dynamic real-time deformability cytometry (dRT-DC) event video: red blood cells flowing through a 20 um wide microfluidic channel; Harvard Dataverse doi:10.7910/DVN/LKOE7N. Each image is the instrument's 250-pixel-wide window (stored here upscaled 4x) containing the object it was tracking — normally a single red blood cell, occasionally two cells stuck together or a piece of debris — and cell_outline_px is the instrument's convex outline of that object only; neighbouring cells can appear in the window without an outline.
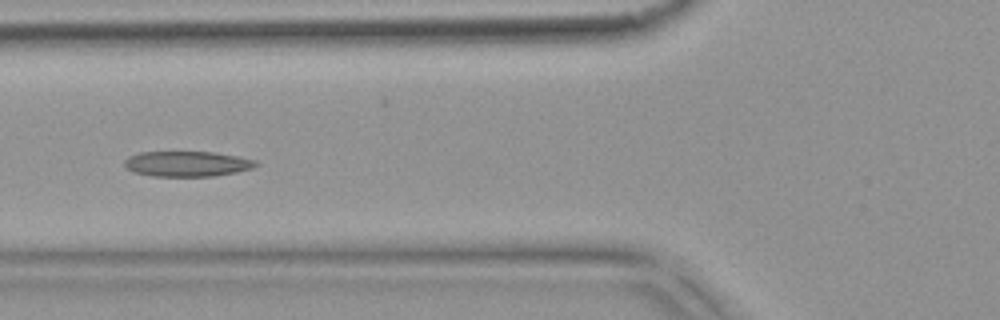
{"species": "common noctule bat (a hibernating species)", "species_latin": "Nyctalus noctula", "temperature_condition": "warm", "stored_images_in_passage": 10, "camera_frame_rate_fps": 3000, "um_per_image_px": 0.085, "animal": {"sex": "female", "body_mass_g": 18.4}, "frame": {"image": 1, "passage_image": 5, "time_ms": 1.333, "image_size_px": [1000, 320], "cell_outline_px": [[260, 164], [252, 168], [236, 172], [212, 176], [152, 176], [132, 172], [124, 164], [124, 160], [128, 156], [140, 152], [212, 152], [236, 156], [256, 160]], "centroid_in_image_um": [15.89, 13.92], "position_along_channel_um": 109.9, "area_um2": 19.36}}
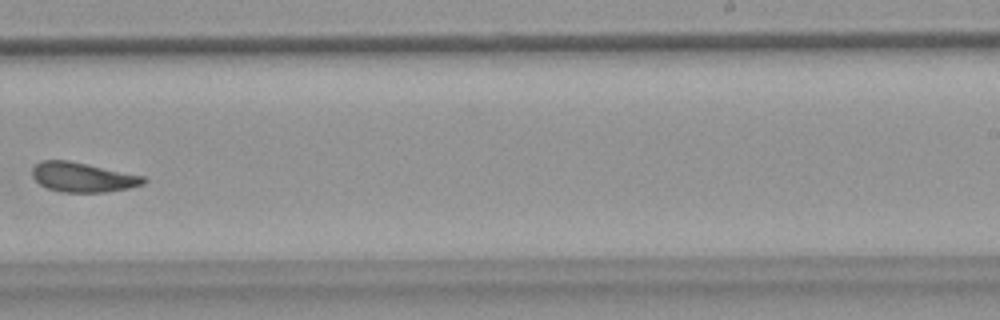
{"frame": {"image": 2, "passage_image": 9, "time_ms": 2.667, "image_size_px": [1000, 320], "cell_outline_px": [[148, 180], [144, 184], [128, 188], [104, 192], [64, 192], [48, 188], [40, 184], [32, 176], [32, 168], [36, 164], [44, 160], [68, 160], [88, 164], [144, 176]], "centroid_in_image_um": [7.05, 15.06], "position_along_channel_um": 282.0, "area_um2": 19.07}}